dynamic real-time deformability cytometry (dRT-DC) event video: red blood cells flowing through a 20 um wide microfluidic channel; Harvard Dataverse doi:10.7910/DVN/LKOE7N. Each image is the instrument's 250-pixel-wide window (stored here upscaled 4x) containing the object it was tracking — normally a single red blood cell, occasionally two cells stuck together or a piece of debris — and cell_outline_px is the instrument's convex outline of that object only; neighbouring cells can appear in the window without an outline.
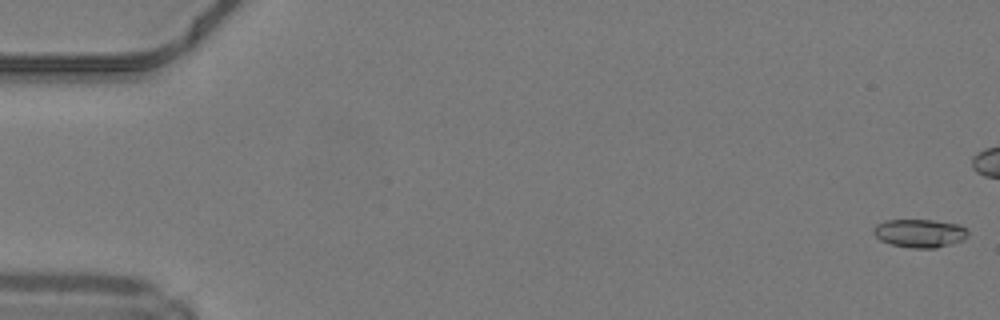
{"species": "common noctule bat (a hibernating species)", "species_latin": "Nyctalus noctula", "temperature_condition": "warm", "stored_images_in_passage": 40, "camera_frame_rate_fps": 3000, "um_per_image_px": 0.085, "animal": {"sex": "male", "body_mass_g": 19.2, "forearm_length_mm": 51.8}, "frame": {"image": 1, "passage_image": 1, "time_ms": 0.0, "image_size_px": [1000, 320], "cell_outline_px": [[968, 236], [964, 240], [936, 248], [912, 248], [892, 244], [880, 240], [872, 232], [872, 228], [876, 224], [884, 220], [932, 220], [960, 224], [968, 232]], "centroid_in_image_um": [78.16, 19.82], "position_along_channel_um": 6.8, "area_um2": 15.66}}
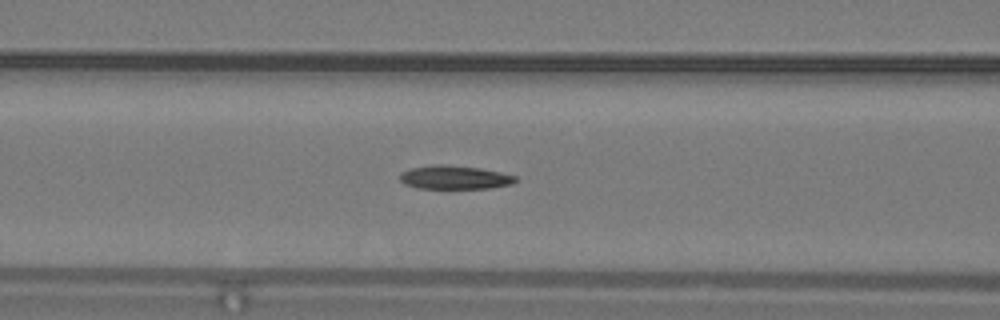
{"frame": {"image": 2, "passage_image": 21, "time_ms": 6.667, "image_size_px": [1000, 320], "cell_outline_px": [[516, 180], [512, 184], [492, 188], [416, 188], [404, 184], [400, 180], [400, 172], [412, 168], [432, 164], [444, 164], [480, 168], [500, 172], [516, 176]], "centroid_in_image_um": [38.62, 15.07], "position_along_channel_um": 128.0, "area_um2": 15.95}}
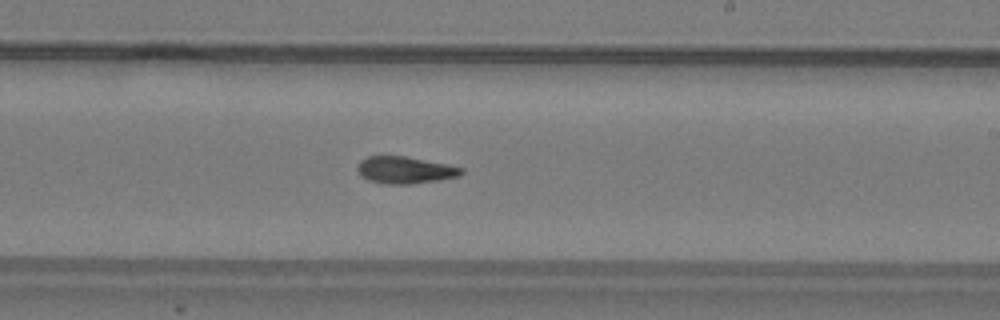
{"frame": {"image": 3, "passage_image": 30, "time_ms": 9.667, "image_size_px": [1000, 320], "cell_outline_px": [[464, 172], [460, 176], [440, 180], [412, 184], [384, 184], [368, 180], [360, 176], [356, 168], [360, 160], [368, 156], [404, 156], [448, 164], [464, 168]], "centroid_in_image_um": [34.43, 14.46], "position_along_channel_um": 254.6, "area_um2": 16.59}}